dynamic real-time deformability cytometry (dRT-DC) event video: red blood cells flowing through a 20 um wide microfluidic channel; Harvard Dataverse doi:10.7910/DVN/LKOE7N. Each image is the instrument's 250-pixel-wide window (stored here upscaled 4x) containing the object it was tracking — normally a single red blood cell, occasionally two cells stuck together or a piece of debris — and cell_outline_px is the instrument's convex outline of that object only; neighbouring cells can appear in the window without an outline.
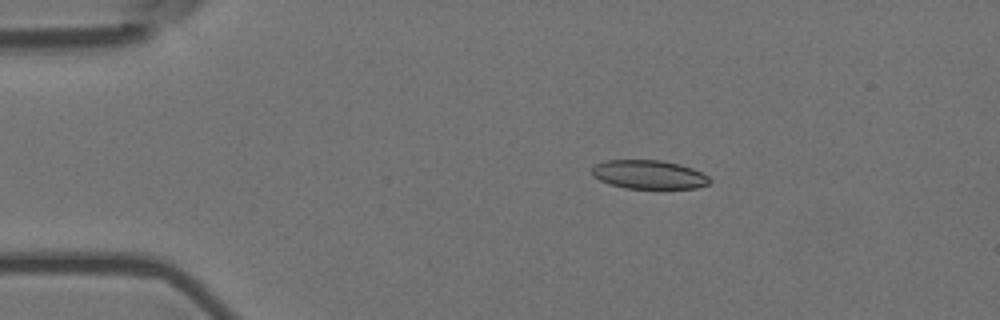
{"species": "Egyptian fruit bat (a non-hibernating species)", "species_latin": "Rousettus aegyptiacus", "temperature_condition": "room temperature", "stored_images_in_passage": 10, "camera_frame_rate_fps": 3000, "um_per_image_px": 0.085, "animal": {"sex": "female"}, "frame": {"image": 1, "passage_image": 3, "time_ms": 0.667, "image_size_px": [1000, 320], "cell_outline_px": [[712, 180], [708, 184], [696, 188], [660, 192], [624, 188], [600, 180], [592, 176], [592, 168], [596, 164], [604, 160], [660, 160], [680, 164], [692, 168], [708, 176]], "centroid_in_image_um": [55.2, 14.89], "position_along_channel_um": 29.8, "area_um2": 20.69}}
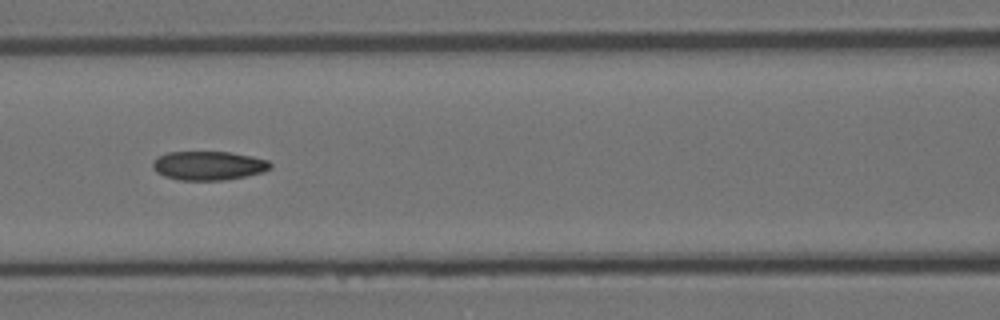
{"frame": {"image": 2, "passage_image": 7, "time_ms": 2.0, "image_size_px": [1000, 320], "cell_outline_px": [[272, 168], [264, 172], [224, 180], [180, 180], [164, 176], [156, 172], [152, 168], [152, 164], [160, 156], [168, 152], [228, 152], [252, 156], [268, 160], [272, 164]], "centroid_in_image_um": [17.75, 14.08], "position_along_channel_um": 148.8, "area_um2": 19.77}}
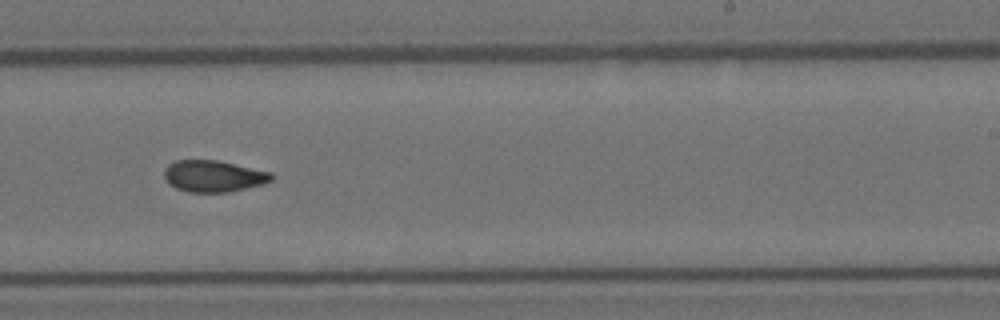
{"frame": {"image": 3, "passage_image": 10, "time_ms": 3.0, "image_size_px": [1000, 320], "cell_outline_px": [[276, 176], [272, 180], [264, 184], [228, 192], [188, 192], [176, 188], [168, 184], [164, 176], [164, 168], [168, 164], [176, 160], [220, 160], [272, 172]], "centroid_in_image_um": [18.17, 14.96], "position_along_channel_um": 270.8, "area_um2": 20.06}}